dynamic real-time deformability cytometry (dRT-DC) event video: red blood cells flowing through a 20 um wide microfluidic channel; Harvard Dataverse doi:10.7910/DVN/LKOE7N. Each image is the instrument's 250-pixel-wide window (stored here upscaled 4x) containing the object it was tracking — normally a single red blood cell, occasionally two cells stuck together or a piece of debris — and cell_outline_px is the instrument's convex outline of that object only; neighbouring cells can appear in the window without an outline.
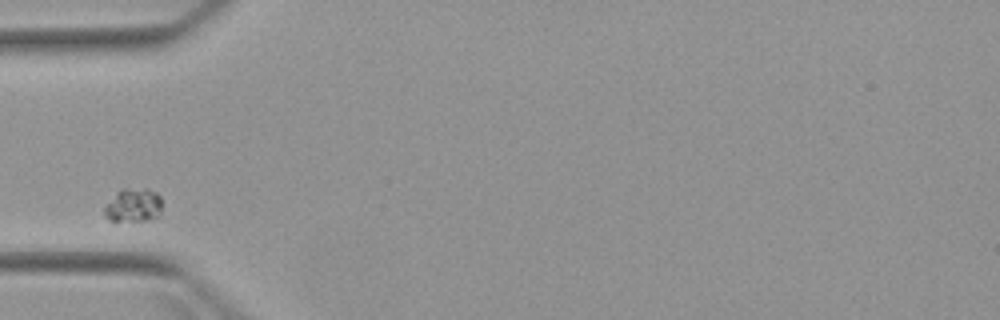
{"species": "Egyptian fruit bat (a non-hibernating species)", "species_latin": "Rousettus aegyptiacus", "temperature_condition": "warm", "stored_images_in_passage": 8, "camera_frame_rate_fps": 3000, "um_per_image_px": 0.085, "animal": {"sex": "female"}, "frame": {"image": 1, "passage_image": 1, "time_ms": 0.0, "image_size_px": [1000, 320], "cell_outline_px": [[160, 216], [148, 220], [116, 224], [108, 220], [104, 216], [104, 208], [116, 192], [120, 188], [144, 188], [156, 192], [160, 196]], "centroid_in_image_um": [11.29, 17.5], "position_along_channel_um": 73.7, "area_um2": 11.85}}
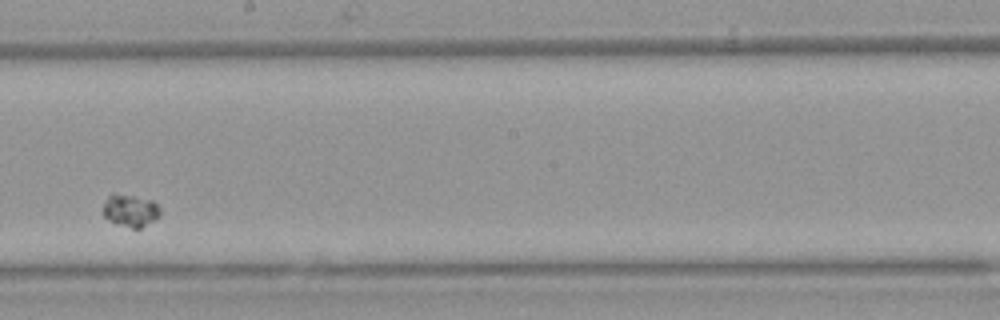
{"frame": {"image": 2, "passage_image": 5, "time_ms": 4.667, "image_size_px": [1000, 320], "cell_outline_px": [[160, 216], [156, 220], [140, 228], [132, 228], [116, 224], [108, 220], [104, 216], [104, 204], [108, 196], [112, 192], [152, 200], [160, 208]], "centroid_in_image_um": [11.09, 17.9], "position_along_channel_um": 237.1, "area_um2": 10.81}}
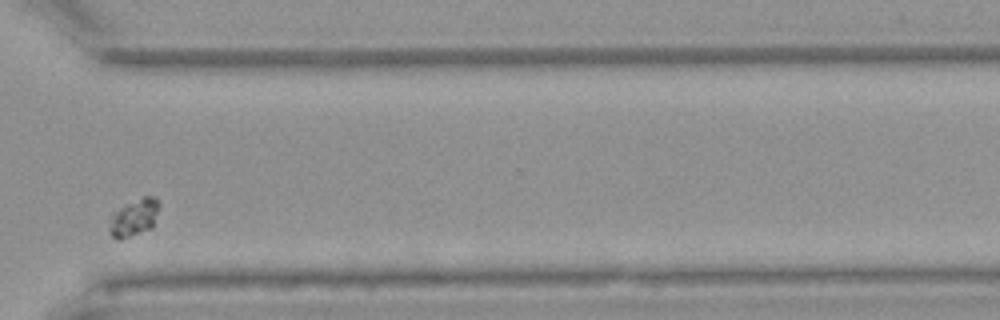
{"frame": {"image": 3, "passage_image": 8, "time_ms": 8.0, "image_size_px": [1000, 320], "cell_outline_px": [[160, 204], [152, 228], [120, 240], [116, 240], [108, 232], [108, 220], [124, 204], [144, 196], [152, 196]], "centroid_in_image_um": [11.36, 18.52], "position_along_channel_um": 359.2, "area_um2": 10.87}}